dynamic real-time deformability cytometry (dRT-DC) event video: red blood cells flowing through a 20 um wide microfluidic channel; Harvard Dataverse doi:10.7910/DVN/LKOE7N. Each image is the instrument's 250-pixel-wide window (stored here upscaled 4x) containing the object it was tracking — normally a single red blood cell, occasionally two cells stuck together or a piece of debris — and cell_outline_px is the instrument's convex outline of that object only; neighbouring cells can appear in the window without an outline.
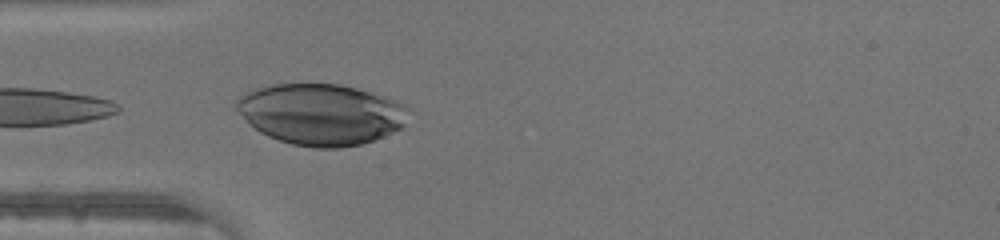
{"species": "human", "species_latin": "Homo sapiens", "temperature_condition": "warm", "stored_images_in_passage": 26, "camera_frame_rate_fps": 3000, "um_per_image_px": 0.085, "donor": {"sex": "male"}, "frame": {"image": 1, "passage_image": 6, "time_ms": 1.667, "image_size_px": [1000, 240], "cell_outline_px": [[412, 108], [404, 124], [400, 128], [384, 136], [360, 144], [340, 148], [312, 148], [292, 144], [268, 136], [260, 132], [248, 124], [236, 108], [236, 100], [240, 96], [256, 88], [272, 84], [340, 84], [372, 92], [384, 96], [404, 104]], "centroid_in_image_um": [27.3, 9.71], "position_along_channel_um": 57.7, "area_um2": 61.44}}
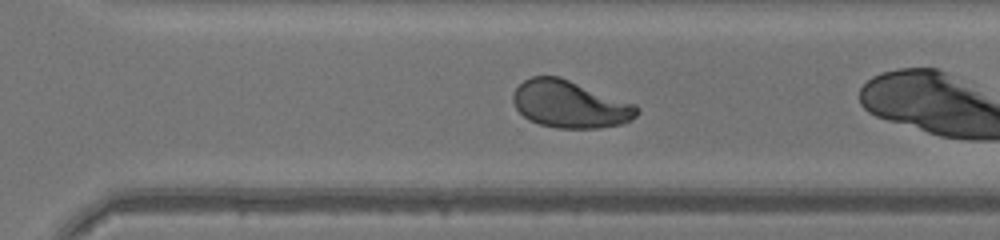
{"frame": {"image": 2, "passage_image": 22, "time_ms": 7.0, "image_size_px": [1000, 240], "cell_outline_px": [[640, 112], [636, 116], [624, 124], [600, 128], [556, 128], [540, 124], [528, 120], [516, 108], [512, 100], [512, 92], [524, 80], [532, 76], [560, 76], [636, 104], [640, 108]], "centroid_in_image_um": [48.46, 8.86], "position_along_channel_um": 322.1, "area_um2": 34.45}}
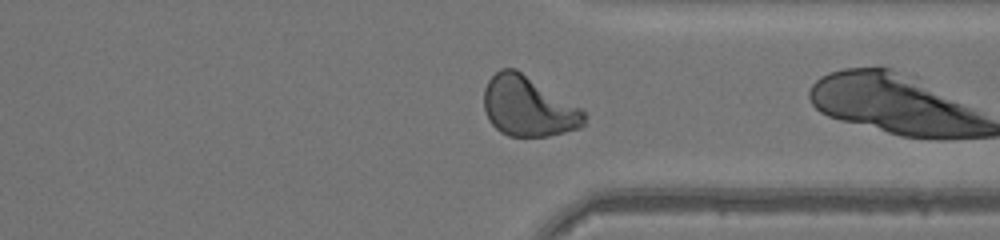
{"frame": {"image": 3, "passage_image": 25, "time_ms": 8.0, "image_size_px": [1000, 240], "cell_outline_px": [[584, 124], [580, 128], [548, 136], [508, 136], [500, 132], [488, 120], [484, 108], [484, 88], [488, 80], [500, 68], [516, 68], [580, 108], [584, 112]], "centroid_in_image_um": [44.86, 9.05], "position_along_channel_um": 366.5, "area_um2": 34.85}}